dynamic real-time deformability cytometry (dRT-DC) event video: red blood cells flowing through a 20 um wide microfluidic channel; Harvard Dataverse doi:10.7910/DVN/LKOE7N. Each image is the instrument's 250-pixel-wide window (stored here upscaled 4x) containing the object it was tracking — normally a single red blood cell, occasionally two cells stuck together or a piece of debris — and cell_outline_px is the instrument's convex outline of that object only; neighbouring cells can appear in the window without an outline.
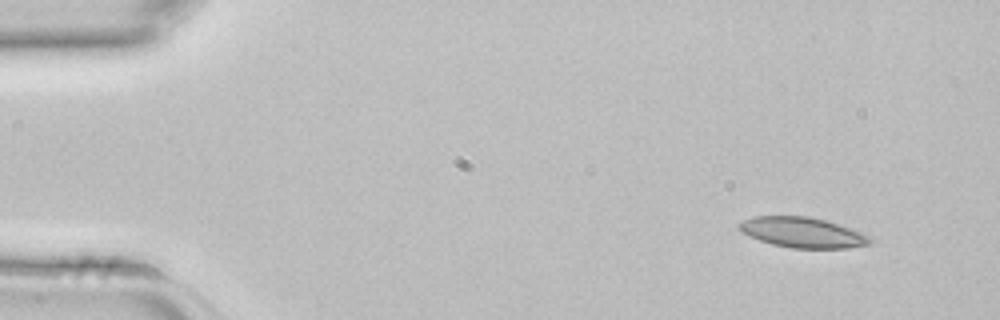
{"species": "common noctule bat (a hibernating species)", "species_latin": "Nyctalus noctula", "temperature_condition": "room temperature", "stored_images_in_passage": 3, "camera_frame_rate_fps": 3000, "um_per_image_px": 0.085, "animal": {"sex": "female", "body_mass_g": 22.7, "forearm_length_mm": 54.2}, "frame": {"image": 1, "passage_image": 1, "time_ms": 0.0, "image_size_px": [1000, 320], "cell_outline_px": [[872, 244], [848, 248], [792, 248], [772, 244], [748, 236], [740, 232], [736, 228], [744, 220], [752, 216], [808, 216], [828, 220], [860, 232], [868, 236], [872, 240]], "centroid_in_image_um": [68.2, 19.75], "position_along_channel_um": 16.8, "area_um2": 23.24}}
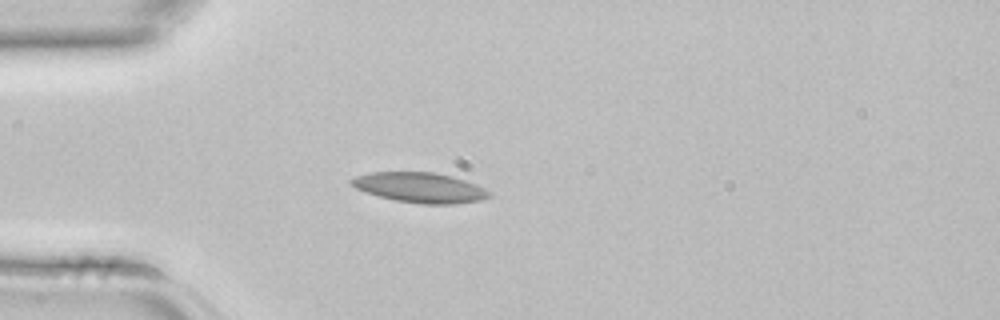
{"frame": {"image": 2, "passage_image": 3, "time_ms": 0.667, "image_size_px": [1000, 320], "cell_outline_px": [[492, 196], [480, 200], [456, 204], [420, 204], [396, 200], [380, 196], [356, 188], [348, 180], [352, 176], [368, 172], [436, 172], [452, 176], [476, 184], [492, 192]], "centroid_in_image_um": [35.71, 15.93], "position_along_channel_um": 49.3, "area_um2": 24.28}}